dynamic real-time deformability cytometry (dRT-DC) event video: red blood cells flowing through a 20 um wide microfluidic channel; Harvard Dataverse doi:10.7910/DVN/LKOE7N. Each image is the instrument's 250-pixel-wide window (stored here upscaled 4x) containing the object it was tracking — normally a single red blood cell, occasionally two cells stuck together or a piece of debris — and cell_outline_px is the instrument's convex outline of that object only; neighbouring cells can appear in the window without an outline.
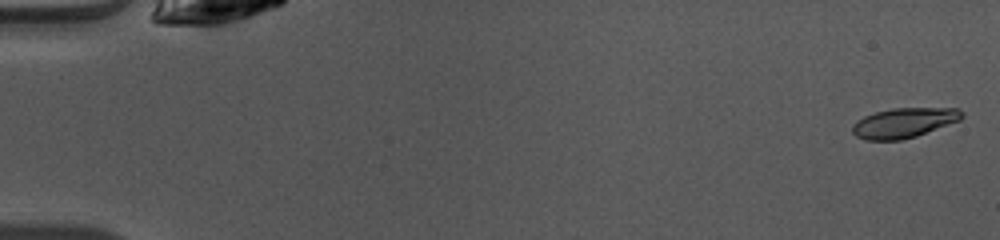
{"species": "common noctule bat (a hibernating species)", "species_latin": "Nyctalus noctula", "temperature_condition": "warm", "stored_images_in_passage": 49, "camera_frame_rate_fps": 3000, "um_per_image_px": 0.085, "animal": {"sex": "female", "body_mass_g": 10.0, "forearm_length_mm": 53.1}, "frame": {"image": 1, "passage_image": 1, "time_ms": 0.0, "image_size_px": [1000, 240], "cell_outline_px": [[964, 116], [960, 120], [916, 136], [900, 140], [864, 140], [856, 136], [852, 132], [852, 124], [864, 116], [876, 112], [892, 108], [960, 108], [964, 112]], "centroid_in_image_um": [76.84, 10.43], "position_along_channel_um": 8.2, "area_um2": 19.07}}
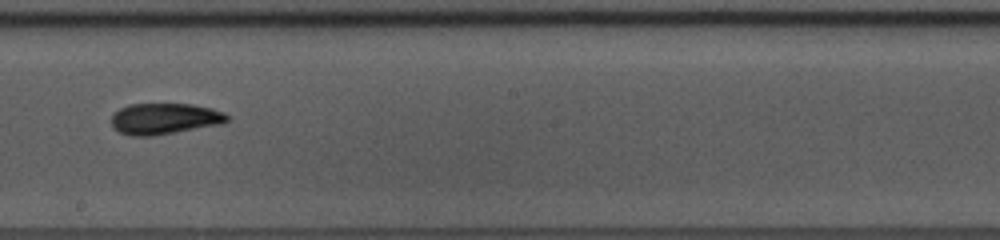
{"frame": {"image": 2, "passage_image": 28, "time_ms": 9.0, "image_size_px": [1000, 240], "cell_outline_px": [[228, 120], [220, 124], [152, 136], [132, 136], [120, 132], [112, 128], [112, 112], [128, 104], [192, 104], [212, 108], [224, 112], [228, 116]], "centroid_in_image_um": [13.94, 10.08], "position_along_channel_um": 234.3, "area_um2": 20.98}}
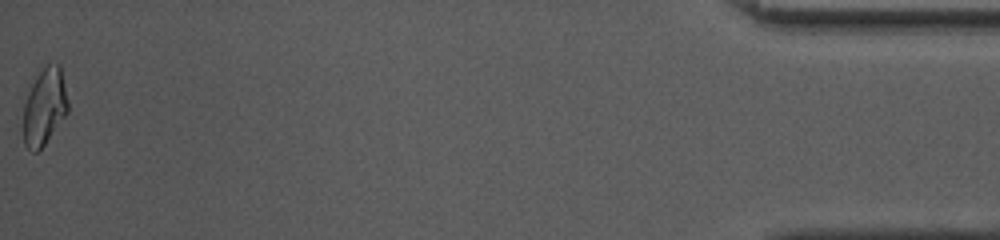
{"frame": {"image": 3, "passage_image": 49, "time_ms": 16.0, "image_size_px": [1000, 240], "cell_outline_px": [[68, 112], [44, 144], [36, 152], [32, 152], [24, 144], [20, 128], [24, 104], [28, 92], [36, 76], [48, 64], [60, 64], [68, 100]], "centroid_in_image_um": [3.74, 9.11], "position_along_channel_um": 431.5, "area_um2": 20.23}, "authors_computed_cell_mechanics": {"area_um2": 19.941, "velocity_mm_per_s": 4.0895, "shape_relaxation_time_tau1_ms": 3.5424, "shape_relaxation_time_tau2_ms": 3.6616, "deformation_change_tau1": 0.1505, "deformation_change_tau2": 0.0933}}